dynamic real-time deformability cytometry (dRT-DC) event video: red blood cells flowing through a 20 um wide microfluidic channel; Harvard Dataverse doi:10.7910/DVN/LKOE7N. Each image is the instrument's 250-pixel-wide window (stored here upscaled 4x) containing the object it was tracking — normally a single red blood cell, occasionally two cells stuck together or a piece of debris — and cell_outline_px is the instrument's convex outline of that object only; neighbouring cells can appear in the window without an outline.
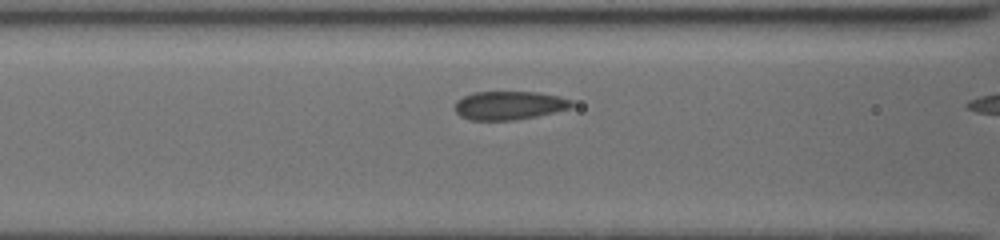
{"species": "common noctule bat (a hibernating species)", "species_latin": "Nyctalus noctula", "temperature_condition": "cold", "stored_images_in_passage": 12, "camera_frame_rate_fps": 3000, "um_per_image_px": 0.085, "animal": {"sex": "female", "body_mass_g": 19.5, "forearm_length_mm": 54.1}, "frame": {"image": 1, "passage_image": 10, "time_ms": 2.667, "image_size_px": [1000, 240], "cell_outline_px": [[572, 108], [536, 116], [516, 120], [468, 120], [460, 116], [456, 112], [456, 100], [472, 92], [536, 92], [560, 96], [572, 100]], "centroid_in_image_um": [43.28, 8.96], "position_along_channel_um": 123.3, "area_um2": 19.48}}